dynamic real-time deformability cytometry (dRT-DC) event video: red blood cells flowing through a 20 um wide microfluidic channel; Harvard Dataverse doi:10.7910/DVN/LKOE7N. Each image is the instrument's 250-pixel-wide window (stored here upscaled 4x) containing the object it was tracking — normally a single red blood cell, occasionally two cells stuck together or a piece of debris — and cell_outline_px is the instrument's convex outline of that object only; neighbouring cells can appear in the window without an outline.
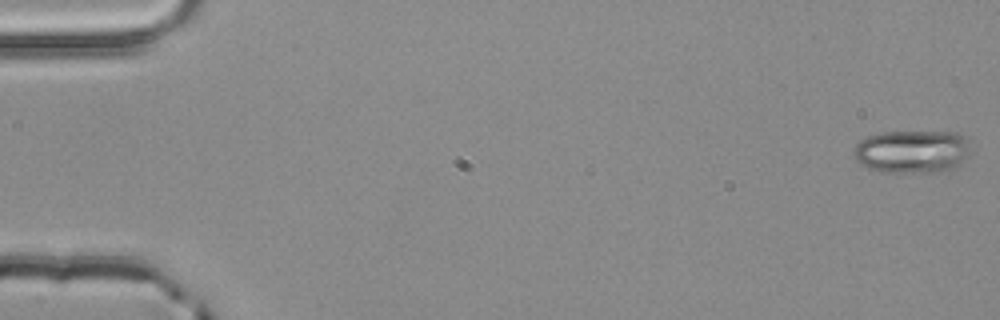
{"species": "common noctule bat (a hibernating species)", "species_latin": "Nyctalus noctula", "temperature_condition": "room temperature", "stored_images_in_passage": 4, "camera_frame_rate_fps": 3000, "um_per_image_px": 0.085, "animal": {"sex": "male", "body_mass_g": 20.4}, "frame": {"image": 1, "passage_image": 1, "time_ms": 0.0, "image_size_px": [1000, 320], "cell_outline_px": [[968, 156], [956, 168], [948, 172], [884, 172], [868, 168], [860, 164], [852, 156], [852, 152], [856, 144], [860, 140], [868, 136], [884, 132], [956, 132], [968, 136]], "centroid_in_image_um": [77.54, 12.89], "position_along_channel_um": 7.5, "area_um2": 29.77}}